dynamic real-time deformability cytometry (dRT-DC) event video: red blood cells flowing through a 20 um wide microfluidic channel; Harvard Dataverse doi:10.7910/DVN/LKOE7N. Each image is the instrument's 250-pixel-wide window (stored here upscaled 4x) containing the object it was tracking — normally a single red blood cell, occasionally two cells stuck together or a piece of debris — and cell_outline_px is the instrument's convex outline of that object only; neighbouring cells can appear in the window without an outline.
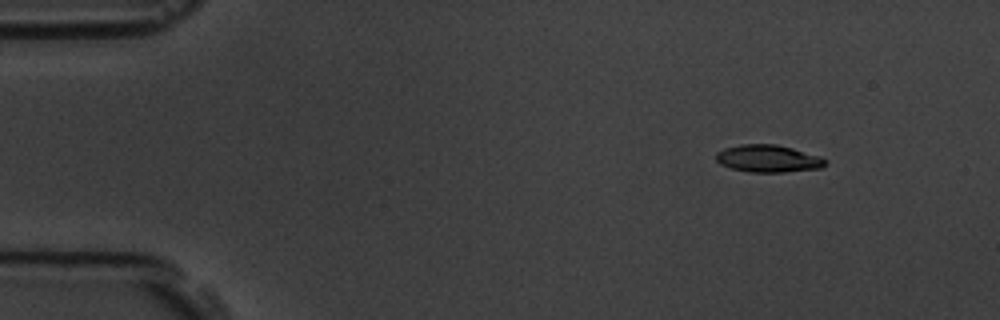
{"species": "common noctule bat (a hibernating species)", "species_latin": "Nyctalus noctula", "temperature_condition": "room temperature", "stored_images_in_passage": 52, "camera_frame_rate_fps": 3000, "um_per_image_px": 0.085, "animal": {"sex": "male", "body_mass_g": 19.5, "forearm_length_mm": 54.6}, "frame": {"image": 1, "passage_image": 1, "time_ms": 0.0, "image_size_px": [1000, 320], "cell_outline_px": [[828, 160], [820, 168], [784, 172], [748, 172], [732, 168], [720, 164], [716, 160], [716, 152], [724, 148], [740, 144], [776, 144], [792, 148], [820, 156]], "centroid_in_image_um": [65.27, 13.47], "position_along_channel_um": 19.7, "area_um2": 17.4}}
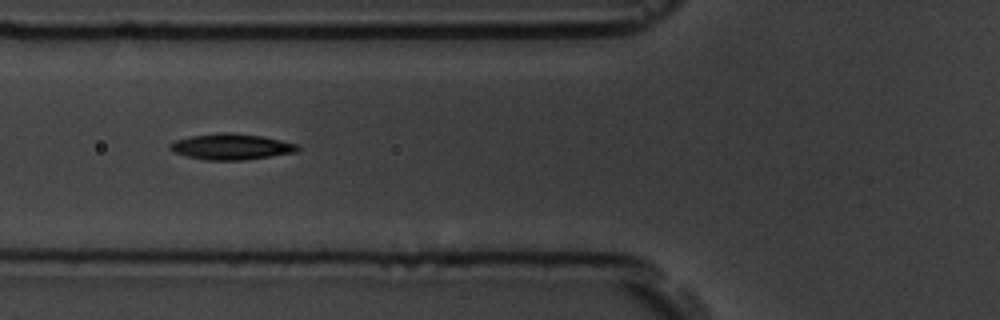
{"frame": {"image": 2, "passage_image": 16, "time_ms": 5.0, "image_size_px": [1000, 320], "cell_outline_px": [[300, 148], [296, 152], [244, 160], [208, 160], [188, 156], [176, 152], [168, 148], [168, 144], [176, 140], [188, 136], [220, 132], [228, 132], [260, 136], [300, 144]], "centroid_in_image_um": [19.66, 12.46], "position_along_channel_um": 106.1, "area_um2": 19.19}}
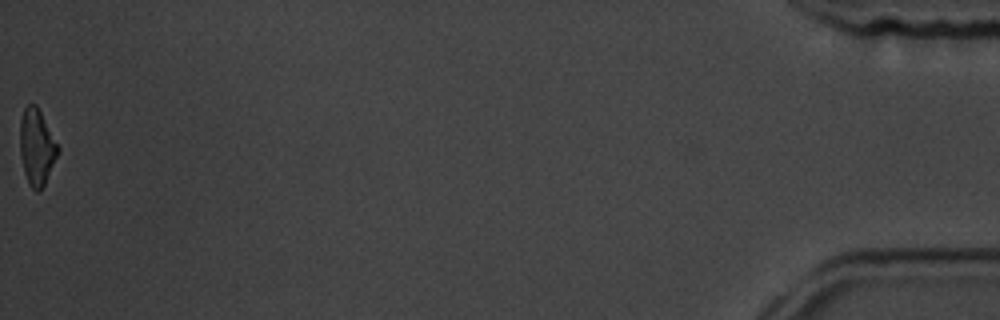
{"frame": {"image": 3, "passage_image": 52, "time_ms": 17.0, "image_size_px": [1000, 320], "cell_outline_px": [[60, 152], [40, 192], [36, 192], [28, 184], [24, 172], [20, 156], [20, 120], [24, 108], [28, 104], [36, 104], [60, 148]], "centroid_in_image_um": [3.12, 12.52], "position_along_channel_um": 432.1, "area_um2": 16.94}, "authors_computed_cell_mechanics": {"area_um2": 18.1781, "velocity_mm_per_s": 3.5646, "shape_relaxation_time_tau1_ms": 3.5072, "shape_relaxation_time_tau2_ms": 2.475, "deformation_change_tau1": 0.1437, "deformation_change_tau2": 0.0918}}